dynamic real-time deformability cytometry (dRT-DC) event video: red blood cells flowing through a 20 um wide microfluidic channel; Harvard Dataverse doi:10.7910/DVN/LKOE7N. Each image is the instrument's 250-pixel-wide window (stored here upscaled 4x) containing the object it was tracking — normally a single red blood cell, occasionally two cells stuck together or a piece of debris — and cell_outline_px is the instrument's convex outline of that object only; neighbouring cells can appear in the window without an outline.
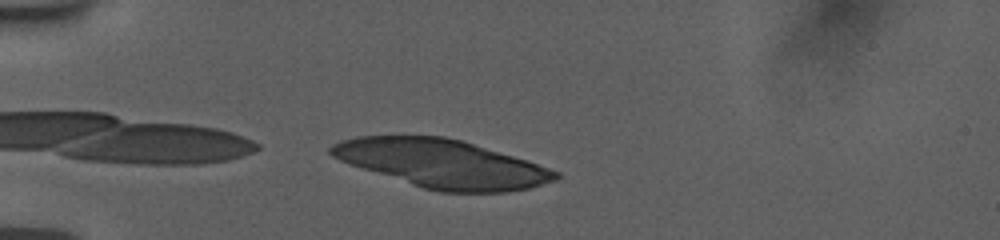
{"species": "human", "species_latin": "Homo sapiens", "temperature_condition": "room temperature", "stored_images_in_passage": 11, "camera_frame_rate_fps": 3000, "um_per_image_px": 0.085, "donor": {"sex": "female"}, "frame": {"image": 1, "passage_image": 1, "time_ms": 0.0, "image_size_px": [1000, 240], "cell_outline_px": [[560, 176], [556, 180], [528, 188], [504, 192], [440, 192], [424, 188], [348, 164], [332, 156], [328, 152], [328, 148], [332, 144], [340, 140], [356, 136], [444, 136], [464, 140], [528, 160], [560, 172]], "centroid_in_image_um": [37.57, 13.9], "position_along_channel_um": 47.4, "area_um2": 63.12}}